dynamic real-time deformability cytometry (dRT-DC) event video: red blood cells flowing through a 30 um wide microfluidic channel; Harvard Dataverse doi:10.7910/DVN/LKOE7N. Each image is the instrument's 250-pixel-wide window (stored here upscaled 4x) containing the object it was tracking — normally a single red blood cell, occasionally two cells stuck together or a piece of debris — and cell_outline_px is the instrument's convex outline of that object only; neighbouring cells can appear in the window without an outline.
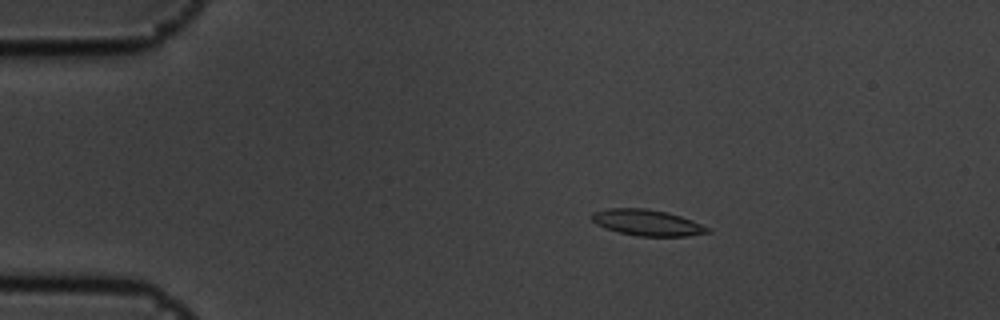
{"species": "common noctule bat (a hibernating species)", "species_latin": "Nyctalus noctula", "temperature_condition": "cold", "stored_images_in_passage": 57, "camera_frame_rate_fps": 3000, "um_per_image_px": 0.085, "animal": {"sex": "male", "body_mass_g": 19.5, "forearm_length_mm": 54.6}, "frame": {"image": 1, "passage_image": 11, "time_ms": 3.333, "image_size_px": [1000, 320], "cell_outline_px": [[712, 232], [688, 236], [636, 236], [604, 228], [596, 224], [592, 220], [592, 212], [608, 208], [644, 208], [668, 212], [692, 220], [712, 228]], "centroid_in_image_um": [55.04, 18.92], "position_along_channel_um": 30.0, "area_um2": 17.74}}
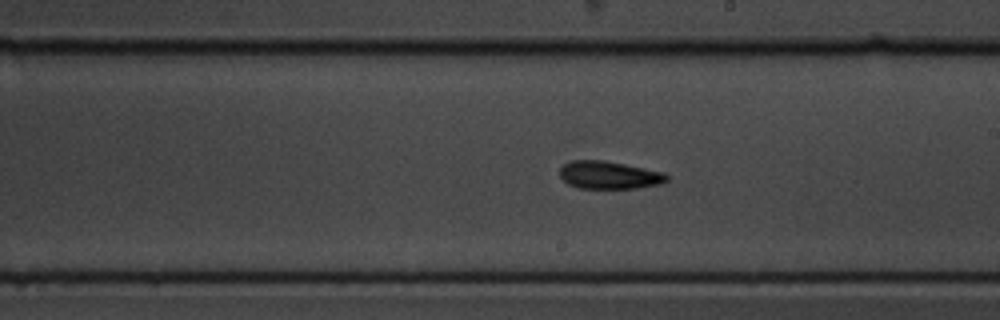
{"frame": {"image": 2, "passage_image": 33, "time_ms": 10.667, "image_size_px": [1000, 320], "cell_outline_px": [[668, 180], [664, 184], [636, 188], [576, 188], [568, 184], [560, 176], [560, 168], [564, 164], [572, 160], [604, 160], [664, 172], [668, 176]], "centroid_in_image_um": [51.79, 14.88], "position_along_channel_um": 237.2, "area_um2": 17.4}}
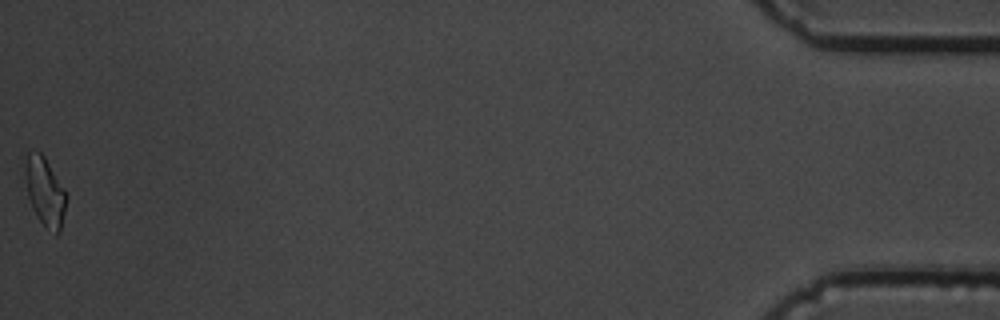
{"frame": {"image": 3, "passage_image": 57, "time_ms": 18.667, "image_size_px": [1000, 320], "cell_outline_px": [[68, 196], [60, 232], [56, 236], [36, 216], [32, 208], [28, 196], [24, 176], [24, 168], [28, 152], [32, 148], [40, 152], [44, 156], [64, 188]], "centroid_in_image_um": [3.82, 16.27], "position_along_channel_um": 431.4, "area_um2": 16.65}, "authors_computed_cell_mechanics": {"area_um2": 16.9354, "velocity_mm_per_s": 3.5876, "shape_relaxation_time_tau1_ms": 11.014, "shape_relaxation_time_tau2_ms": 6.6629, "deformation_change_tau1": 0.2046, "deformation_change_tau2": 0.1502}}